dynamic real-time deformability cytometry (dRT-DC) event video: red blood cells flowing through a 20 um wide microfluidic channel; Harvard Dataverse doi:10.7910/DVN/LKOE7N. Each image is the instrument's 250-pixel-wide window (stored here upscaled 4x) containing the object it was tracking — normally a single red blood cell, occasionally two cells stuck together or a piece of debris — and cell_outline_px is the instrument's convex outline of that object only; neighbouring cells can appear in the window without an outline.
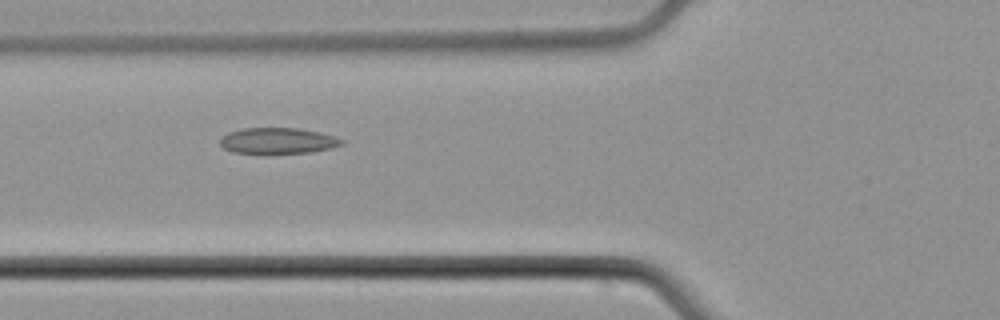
{"species": "common noctule bat (a hibernating species)", "species_latin": "Nyctalus noctula", "temperature_condition": "cold", "stored_images_in_passage": 7, "camera_frame_rate_fps": 3000, "um_per_image_px": 0.085, "animal": {"sex": "male", "body_mass_g": 21.5, "forearm_length_mm": 52.0}, "frame": {"image": 1, "passage_image": 6, "time_ms": 6.0, "image_size_px": [1000, 320], "cell_outline_px": [[344, 144], [332, 148], [312, 152], [232, 152], [224, 148], [220, 144], [220, 140], [228, 132], [244, 128], [296, 128], [320, 132], [336, 136], [344, 140]], "centroid_in_image_um": [23.67, 11.94], "position_along_channel_um": 102.1, "area_um2": 18.09}}
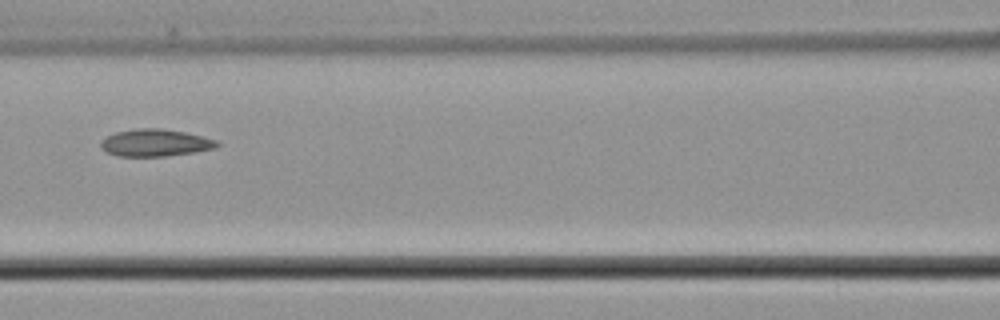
{"frame": {"image": 2, "passage_image": 7, "time_ms": 7.333, "image_size_px": [1000, 320], "cell_outline_px": [[220, 144], [216, 148], [196, 152], [164, 156], [116, 156], [100, 148], [100, 140], [116, 132], [136, 128], [160, 128], [184, 132], [216, 140]], "centroid_in_image_um": [13.17, 12.14], "position_along_channel_um": 153.4, "area_um2": 18.38}}